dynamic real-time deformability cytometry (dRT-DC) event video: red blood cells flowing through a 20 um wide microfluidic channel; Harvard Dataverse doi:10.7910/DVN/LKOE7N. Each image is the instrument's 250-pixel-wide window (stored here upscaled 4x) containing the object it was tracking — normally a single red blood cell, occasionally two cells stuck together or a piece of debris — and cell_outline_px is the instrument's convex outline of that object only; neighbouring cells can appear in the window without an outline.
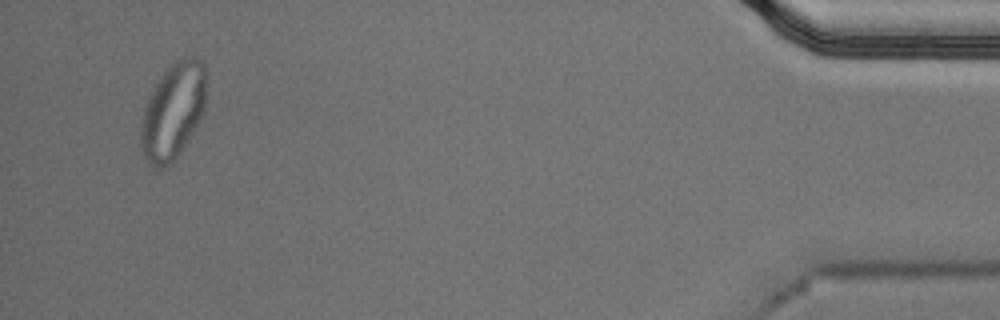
{"species": "Egyptian fruit bat (a non-hibernating species)", "species_latin": "Rousettus aegyptiacus", "temperature_condition": "cold", "stored_images_in_passage": 50, "segment_of_instrument_passage": [2, 2], "camera_frame_rate_fps": 3000, "um_per_image_px": 0.085, "animal": {"sex": "male"}, "frame": {"image": 1, "passage_image": 48, "time_ms": 15.667, "image_size_px": [1000, 320], "cell_outline_px": [[204, 112], [200, 120], [188, 140], [172, 164], [160, 168], [156, 168], [148, 164], [144, 156], [140, 144], [140, 120], [148, 96], [160, 76], [180, 56], [192, 56], [200, 60], [204, 64]], "centroid_in_image_um": [14.67, 9.47], "position_along_channel_um": 420.5, "area_um2": 36.76}}